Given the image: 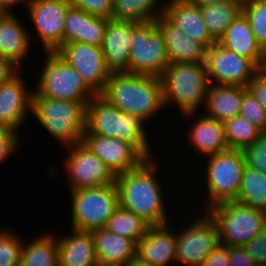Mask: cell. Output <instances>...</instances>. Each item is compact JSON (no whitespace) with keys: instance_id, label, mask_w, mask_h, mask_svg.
Masks as SVG:
<instances>
[{"instance_id":"obj_18","label":"cell","mask_w":266,"mask_h":266,"mask_svg":"<svg viewBox=\"0 0 266 266\" xmlns=\"http://www.w3.org/2000/svg\"><path fill=\"white\" fill-rule=\"evenodd\" d=\"M171 223L149 227L147 233L136 243L138 259L153 266L177 265L176 238Z\"/></svg>"},{"instance_id":"obj_30","label":"cell","mask_w":266,"mask_h":266,"mask_svg":"<svg viewBox=\"0 0 266 266\" xmlns=\"http://www.w3.org/2000/svg\"><path fill=\"white\" fill-rule=\"evenodd\" d=\"M243 1H230L200 7L202 18L212 38L218 42L230 24L242 12Z\"/></svg>"},{"instance_id":"obj_42","label":"cell","mask_w":266,"mask_h":266,"mask_svg":"<svg viewBox=\"0 0 266 266\" xmlns=\"http://www.w3.org/2000/svg\"><path fill=\"white\" fill-rule=\"evenodd\" d=\"M202 266H230L229 246L219 243L207 256Z\"/></svg>"},{"instance_id":"obj_46","label":"cell","mask_w":266,"mask_h":266,"mask_svg":"<svg viewBox=\"0 0 266 266\" xmlns=\"http://www.w3.org/2000/svg\"><path fill=\"white\" fill-rule=\"evenodd\" d=\"M27 8L29 0H0V13H15L14 8L21 4ZM13 9V10H12Z\"/></svg>"},{"instance_id":"obj_50","label":"cell","mask_w":266,"mask_h":266,"mask_svg":"<svg viewBox=\"0 0 266 266\" xmlns=\"http://www.w3.org/2000/svg\"><path fill=\"white\" fill-rule=\"evenodd\" d=\"M254 266H266V264H264V263H255Z\"/></svg>"},{"instance_id":"obj_43","label":"cell","mask_w":266,"mask_h":266,"mask_svg":"<svg viewBox=\"0 0 266 266\" xmlns=\"http://www.w3.org/2000/svg\"><path fill=\"white\" fill-rule=\"evenodd\" d=\"M248 89L253 93L266 111V75L258 72L250 81Z\"/></svg>"},{"instance_id":"obj_7","label":"cell","mask_w":266,"mask_h":266,"mask_svg":"<svg viewBox=\"0 0 266 266\" xmlns=\"http://www.w3.org/2000/svg\"><path fill=\"white\" fill-rule=\"evenodd\" d=\"M46 54V55H45ZM43 66L33 88L32 96L56 100L89 102L96 94L82 76L56 52H45Z\"/></svg>"},{"instance_id":"obj_15","label":"cell","mask_w":266,"mask_h":266,"mask_svg":"<svg viewBox=\"0 0 266 266\" xmlns=\"http://www.w3.org/2000/svg\"><path fill=\"white\" fill-rule=\"evenodd\" d=\"M56 53L83 78L96 94H101L112 73L106 66L101 46L81 42L63 44Z\"/></svg>"},{"instance_id":"obj_45","label":"cell","mask_w":266,"mask_h":266,"mask_svg":"<svg viewBox=\"0 0 266 266\" xmlns=\"http://www.w3.org/2000/svg\"><path fill=\"white\" fill-rule=\"evenodd\" d=\"M20 69L15 66L10 60L0 56V84L8 82L14 77Z\"/></svg>"},{"instance_id":"obj_14","label":"cell","mask_w":266,"mask_h":266,"mask_svg":"<svg viewBox=\"0 0 266 266\" xmlns=\"http://www.w3.org/2000/svg\"><path fill=\"white\" fill-rule=\"evenodd\" d=\"M68 0H29V13L44 52H56L64 44V21Z\"/></svg>"},{"instance_id":"obj_27","label":"cell","mask_w":266,"mask_h":266,"mask_svg":"<svg viewBox=\"0 0 266 266\" xmlns=\"http://www.w3.org/2000/svg\"><path fill=\"white\" fill-rule=\"evenodd\" d=\"M247 89L242 86L210 84L205 97L203 114L220 122L238 116L243 93Z\"/></svg>"},{"instance_id":"obj_12","label":"cell","mask_w":266,"mask_h":266,"mask_svg":"<svg viewBox=\"0 0 266 266\" xmlns=\"http://www.w3.org/2000/svg\"><path fill=\"white\" fill-rule=\"evenodd\" d=\"M65 149L63 168L70 191L115 184L114 172L82 142Z\"/></svg>"},{"instance_id":"obj_6","label":"cell","mask_w":266,"mask_h":266,"mask_svg":"<svg viewBox=\"0 0 266 266\" xmlns=\"http://www.w3.org/2000/svg\"><path fill=\"white\" fill-rule=\"evenodd\" d=\"M205 162V169L201 167L203 172L200 173H202L203 178L205 177L203 190L205 191L206 188L204 193L207 196L203 194V197L207 199L205 202L204 200L201 201L204 203L201 211H206L220 203L235 201L246 166L242 150L228 149L207 157Z\"/></svg>"},{"instance_id":"obj_48","label":"cell","mask_w":266,"mask_h":266,"mask_svg":"<svg viewBox=\"0 0 266 266\" xmlns=\"http://www.w3.org/2000/svg\"><path fill=\"white\" fill-rule=\"evenodd\" d=\"M259 72L266 75V46L262 49V60L259 65Z\"/></svg>"},{"instance_id":"obj_3","label":"cell","mask_w":266,"mask_h":266,"mask_svg":"<svg viewBox=\"0 0 266 266\" xmlns=\"http://www.w3.org/2000/svg\"><path fill=\"white\" fill-rule=\"evenodd\" d=\"M84 134L119 138L132 144L146 159L155 158L148 129L137 116L119 110L100 94L86 104Z\"/></svg>"},{"instance_id":"obj_31","label":"cell","mask_w":266,"mask_h":266,"mask_svg":"<svg viewBox=\"0 0 266 266\" xmlns=\"http://www.w3.org/2000/svg\"><path fill=\"white\" fill-rule=\"evenodd\" d=\"M163 3L161 0H113V18L136 23L156 20L163 14Z\"/></svg>"},{"instance_id":"obj_9","label":"cell","mask_w":266,"mask_h":266,"mask_svg":"<svg viewBox=\"0 0 266 266\" xmlns=\"http://www.w3.org/2000/svg\"><path fill=\"white\" fill-rule=\"evenodd\" d=\"M216 222L220 243L227 246L248 244L266 225V213L235 201L214 205L206 210Z\"/></svg>"},{"instance_id":"obj_20","label":"cell","mask_w":266,"mask_h":266,"mask_svg":"<svg viewBox=\"0 0 266 266\" xmlns=\"http://www.w3.org/2000/svg\"><path fill=\"white\" fill-rule=\"evenodd\" d=\"M201 113H189L182 116L189 120H192V117L195 116V121L193 124L191 123V127L187 128L186 137H188L187 141L194 147V151L196 149L198 154L203 155V162L207 157L226 151L229 148L224 136L223 122L208 117L203 112Z\"/></svg>"},{"instance_id":"obj_1","label":"cell","mask_w":266,"mask_h":266,"mask_svg":"<svg viewBox=\"0 0 266 266\" xmlns=\"http://www.w3.org/2000/svg\"><path fill=\"white\" fill-rule=\"evenodd\" d=\"M159 164L156 157L146 159L139 167L116 175L115 181L119 206L135 213L150 226L166 225L171 219L162 178L157 177Z\"/></svg>"},{"instance_id":"obj_8","label":"cell","mask_w":266,"mask_h":266,"mask_svg":"<svg viewBox=\"0 0 266 266\" xmlns=\"http://www.w3.org/2000/svg\"><path fill=\"white\" fill-rule=\"evenodd\" d=\"M71 229L90 232L105 228L119 207L116 184L71 190Z\"/></svg>"},{"instance_id":"obj_16","label":"cell","mask_w":266,"mask_h":266,"mask_svg":"<svg viewBox=\"0 0 266 266\" xmlns=\"http://www.w3.org/2000/svg\"><path fill=\"white\" fill-rule=\"evenodd\" d=\"M82 143L115 175L133 170L146 160L132 144L119 138L84 134Z\"/></svg>"},{"instance_id":"obj_44","label":"cell","mask_w":266,"mask_h":266,"mask_svg":"<svg viewBox=\"0 0 266 266\" xmlns=\"http://www.w3.org/2000/svg\"><path fill=\"white\" fill-rule=\"evenodd\" d=\"M230 266H254L255 262L241 246H229Z\"/></svg>"},{"instance_id":"obj_10","label":"cell","mask_w":266,"mask_h":266,"mask_svg":"<svg viewBox=\"0 0 266 266\" xmlns=\"http://www.w3.org/2000/svg\"><path fill=\"white\" fill-rule=\"evenodd\" d=\"M197 218L175 228L177 264L202 266L209 253L220 243L216 222L205 211L198 212ZM192 220V221H191ZM181 263V264H180Z\"/></svg>"},{"instance_id":"obj_28","label":"cell","mask_w":266,"mask_h":266,"mask_svg":"<svg viewBox=\"0 0 266 266\" xmlns=\"http://www.w3.org/2000/svg\"><path fill=\"white\" fill-rule=\"evenodd\" d=\"M218 43L240 56L253 60L258 66L261 63L263 48L253 35L249 20L243 12L230 24Z\"/></svg>"},{"instance_id":"obj_36","label":"cell","mask_w":266,"mask_h":266,"mask_svg":"<svg viewBox=\"0 0 266 266\" xmlns=\"http://www.w3.org/2000/svg\"><path fill=\"white\" fill-rule=\"evenodd\" d=\"M11 230L0 229V266H20L24 239L16 231Z\"/></svg>"},{"instance_id":"obj_23","label":"cell","mask_w":266,"mask_h":266,"mask_svg":"<svg viewBox=\"0 0 266 266\" xmlns=\"http://www.w3.org/2000/svg\"><path fill=\"white\" fill-rule=\"evenodd\" d=\"M163 35L169 63H205L207 48L186 36L163 14L156 19Z\"/></svg>"},{"instance_id":"obj_11","label":"cell","mask_w":266,"mask_h":266,"mask_svg":"<svg viewBox=\"0 0 266 266\" xmlns=\"http://www.w3.org/2000/svg\"><path fill=\"white\" fill-rule=\"evenodd\" d=\"M164 38L156 20L133 27L128 73L160 77L168 66Z\"/></svg>"},{"instance_id":"obj_25","label":"cell","mask_w":266,"mask_h":266,"mask_svg":"<svg viewBox=\"0 0 266 266\" xmlns=\"http://www.w3.org/2000/svg\"><path fill=\"white\" fill-rule=\"evenodd\" d=\"M94 240L99 266H126L136 257V243L106 228L94 229Z\"/></svg>"},{"instance_id":"obj_17","label":"cell","mask_w":266,"mask_h":266,"mask_svg":"<svg viewBox=\"0 0 266 266\" xmlns=\"http://www.w3.org/2000/svg\"><path fill=\"white\" fill-rule=\"evenodd\" d=\"M20 72L8 82L0 84V126L18 129L26 123V117L31 113L32 92L28 88Z\"/></svg>"},{"instance_id":"obj_29","label":"cell","mask_w":266,"mask_h":266,"mask_svg":"<svg viewBox=\"0 0 266 266\" xmlns=\"http://www.w3.org/2000/svg\"><path fill=\"white\" fill-rule=\"evenodd\" d=\"M45 232L32 240H24L20 253V266H59L57 236Z\"/></svg>"},{"instance_id":"obj_34","label":"cell","mask_w":266,"mask_h":266,"mask_svg":"<svg viewBox=\"0 0 266 266\" xmlns=\"http://www.w3.org/2000/svg\"><path fill=\"white\" fill-rule=\"evenodd\" d=\"M224 136L229 149L243 150L257 139L262 131L240 115L223 122Z\"/></svg>"},{"instance_id":"obj_33","label":"cell","mask_w":266,"mask_h":266,"mask_svg":"<svg viewBox=\"0 0 266 266\" xmlns=\"http://www.w3.org/2000/svg\"><path fill=\"white\" fill-rule=\"evenodd\" d=\"M149 227L150 225L141 217L119 206L109 218L105 228L137 243L147 233Z\"/></svg>"},{"instance_id":"obj_19","label":"cell","mask_w":266,"mask_h":266,"mask_svg":"<svg viewBox=\"0 0 266 266\" xmlns=\"http://www.w3.org/2000/svg\"><path fill=\"white\" fill-rule=\"evenodd\" d=\"M136 22L108 19L101 44L104 61L111 72L128 73L133 27Z\"/></svg>"},{"instance_id":"obj_40","label":"cell","mask_w":266,"mask_h":266,"mask_svg":"<svg viewBox=\"0 0 266 266\" xmlns=\"http://www.w3.org/2000/svg\"><path fill=\"white\" fill-rule=\"evenodd\" d=\"M20 133L16 131L0 126V163L4 164V161L9 157H12L22 144Z\"/></svg>"},{"instance_id":"obj_26","label":"cell","mask_w":266,"mask_h":266,"mask_svg":"<svg viewBox=\"0 0 266 266\" xmlns=\"http://www.w3.org/2000/svg\"><path fill=\"white\" fill-rule=\"evenodd\" d=\"M71 230L57 237L59 266H99L91 232Z\"/></svg>"},{"instance_id":"obj_4","label":"cell","mask_w":266,"mask_h":266,"mask_svg":"<svg viewBox=\"0 0 266 266\" xmlns=\"http://www.w3.org/2000/svg\"><path fill=\"white\" fill-rule=\"evenodd\" d=\"M160 81L165 108L174 104L181 115L201 112L210 86L205 63H169Z\"/></svg>"},{"instance_id":"obj_47","label":"cell","mask_w":266,"mask_h":266,"mask_svg":"<svg viewBox=\"0 0 266 266\" xmlns=\"http://www.w3.org/2000/svg\"><path fill=\"white\" fill-rule=\"evenodd\" d=\"M185 1L190 4L202 7L205 5H211V4H216V3H223V2H230V1H243V0H185Z\"/></svg>"},{"instance_id":"obj_35","label":"cell","mask_w":266,"mask_h":266,"mask_svg":"<svg viewBox=\"0 0 266 266\" xmlns=\"http://www.w3.org/2000/svg\"><path fill=\"white\" fill-rule=\"evenodd\" d=\"M242 12L249 20L259 45L266 46V0H243Z\"/></svg>"},{"instance_id":"obj_39","label":"cell","mask_w":266,"mask_h":266,"mask_svg":"<svg viewBox=\"0 0 266 266\" xmlns=\"http://www.w3.org/2000/svg\"><path fill=\"white\" fill-rule=\"evenodd\" d=\"M71 6L104 19L113 18V0H68Z\"/></svg>"},{"instance_id":"obj_5","label":"cell","mask_w":266,"mask_h":266,"mask_svg":"<svg viewBox=\"0 0 266 266\" xmlns=\"http://www.w3.org/2000/svg\"><path fill=\"white\" fill-rule=\"evenodd\" d=\"M87 103L32 96L30 114L66 148L83 141Z\"/></svg>"},{"instance_id":"obj_41","label":"cell","mask_w":266,"mask_h":266,"mask_svg":"<svg viewBox=\"0 0 266 266\" xmlns=\"http://www.w3.org/2000/svg\"><path fill=\"white\" fill-rule=\"evenodd\" d=\"M255 263L266 264V225L248 244L243 246Z\"/></svg>"},{"instance_id":"obj_38","label":"cell","mask_w":266,"mask_h":266,"mask_svg":"<svg viewBox=\"0 0 266 266\" xmlns=\"http://www.w3.org/2000/svg\"><path fill=\"white\" fill-rule=\"evenodd\" d=\"M245 164L251 169L266 175V132L255 139L243 150Z\"/></svg>"},{"instance_id":"obj_37","label":"cell","mask_w":266,"mask_h":266,"mask_svg":"<svg viewBox=\"0 0 266 266\" xmlns=\"http://www.w3.org/2000/svg\"><path fill=\"white\" fill-rule=\"evenodd\" d=\"M239 115L266 132V111L249 89L243 93Z\"/></svg>"},{"instance_id":"obj_21","label":"cell","mask_w":266,"mask_h":266,"mask_svg":"<svg viewBox=\"0 0 266 266\" xmlns=\"http://www.w3.org/2000/svg\"><path fill=\"white\" fill-rule=\"evenodd\" d=\"M16 13H0V56L10 60L19 69L21 61L29 56L34 40Z\"/></svg>"},{"instance_id":"obj_22","label":"cell","mask_w":266,"mask_h":266,"mask_svg":"<svg viewBox=\"0 0 266 266\" xmlns=\"http://www.w3.org/2000/svg\"><path fill=\"white\" fill-rule=\"evenodd\" d=\"M163 15L186 36L207 49L216 41L212 38L202 18L201 9L185 0H164Z\"/></svg>"},{"instance_id":"obj_2","label":"cell","mask_w":266,"mask_h":266,"mask_svg":"<svg viewBox=\"0 0 266 266\" xmlns=\"http://www.w3.org/2000/svg\"><path fill=\"white\" fill-rule=\"evenodd\" d=\"M110 104L137 116L143 123L164 110L160 77L112 72L100 94Z\"/></svg>"},{"instance_id":"obj_32","label":"cell","mask_w":266,"mask_h":266,"mask_svg":"<svg viewBox=\"0 0 266 266\" xmlns=\"http://www.w3.org/2000/svg\"><path fill=\"white\" fill-rule=\"evenodd\" d=\"M235 202L266 213V175L245 166Z\"/></svg>"},{"instance_id":"obj_49","label":"cell","mask_w":266,"mask_h":266,"mask_svg":"<svg viewBox=\"0 0 266 266\" xmlns=\"http://www.w3.org/2000/svg\"><path fill=\"white\" fill-rule=\"evenodd\" d=\"M126 266H153V265L148 264L147 262H144L135 257L133 260L129 261Z\"/></svg>"},{"instance_id":"obj_24","label":"cell","mask_w":266,"mask_h":266,"mask_svg":"<svg viewBox=\"0 0 266 266\" xmlns=\"http://www.w3.org/2000/svg\"><path fill=\"white\" fill-rule=\"evenodd\" d=\"M107 19L95 17L86 11L70 6L64 21V44L81 42L101 46Z\"/></svg>"},{"instance_id":"obj_13","label":"cell","mask_w":266,"mask_h":266,"mask_svg":"<svg viewBox=\"0 0 266 266\" xmlns=\"http://www.w3.org/2000/svg\"><path fill=\"white\" fill-rule=\"evenodd\" d=\"M205 65L210 84L215 85L248 88L259 72V66L253 60L228 50L218 42L206 50Z\"/></svg>"}]
</instances>
